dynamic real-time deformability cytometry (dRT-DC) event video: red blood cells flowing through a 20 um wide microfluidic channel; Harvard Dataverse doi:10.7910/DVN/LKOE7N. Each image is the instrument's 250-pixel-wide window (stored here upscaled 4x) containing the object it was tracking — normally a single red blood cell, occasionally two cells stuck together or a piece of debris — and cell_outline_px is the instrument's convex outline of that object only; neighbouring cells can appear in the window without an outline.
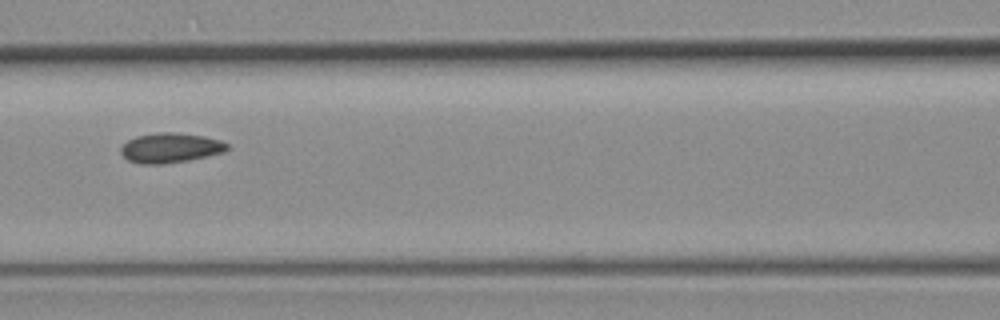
{"species": "common noctule bat (a hibernating species)", "species_latin": "Nyctalus noctula", "temperature_condition": "room temperature", "stored_images_in_passage": 6, "camera_frame_rate_fps": 3000, "um_per_image_px": 0.085, "animal": {"sex": "female", "body_mass_g": 19.3, "forearm_length_mm": 54.1}, "frame": {"image": 1, "passage_image": 3, "time_ms": 2.333, "image_size_px": [1000, 320], "cell_outline_px": [[228, 148], [224, 152], [188, 160], [164, 164], [140, 164], [128, 160], [120, 152], [120, 148], [128, 140], [136, 136], [160, 132], [176, 132], [204, 136], [220, 140], [228, 144]], "centroid_in_image_um": [14.47, 12.56], "position_along_channel_um": 152.1, "area_um2": 18.44}}
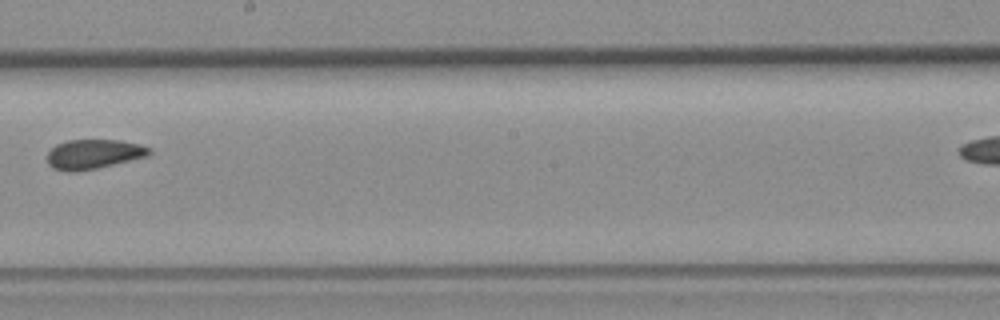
{"frame": {"image": 2, "passage_image": 5, "time_ms": 4.667, "image_size_px": [1000, 320], "cell_outline_px": [[152, 152], [148, 156], [96, 168], [76, 172], [72, 172], [52, 168], [48, 164], [48, 152], [56, 144], [68, 140], [120, 140], [140, 144], [152, 148]], "centroid_in_image_um": [7.97, 13.09], "position_along_channel_um": 240.2, "area_um2": 17.57}}
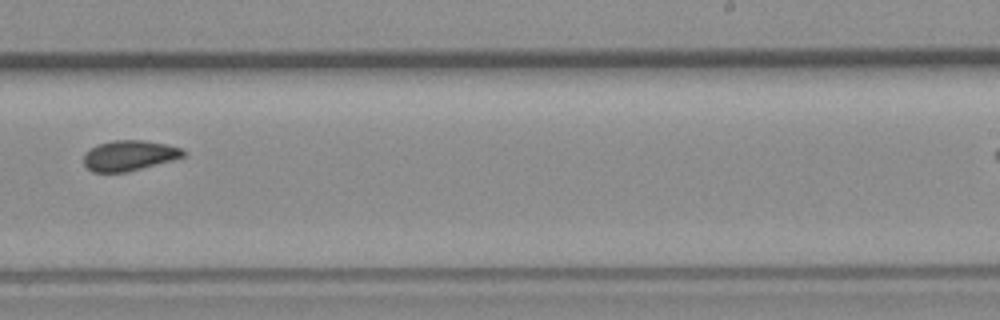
{"frame": {"image": 3, "passage_image": 6, "time_ms": 5.667, "image_size_px": [1000, 320], "cell_outline_px": [[184, 156], [172, 160], [128, 172], [92, 172], [84, 164], [84, 152], [96, 144], [112, 140], [144, 140], [168, 144], [184, 148]], "centroid_in_image_um": [10.97, 13.21], "position_along_channel_um": 278.0, "area_um2": 17.8}}